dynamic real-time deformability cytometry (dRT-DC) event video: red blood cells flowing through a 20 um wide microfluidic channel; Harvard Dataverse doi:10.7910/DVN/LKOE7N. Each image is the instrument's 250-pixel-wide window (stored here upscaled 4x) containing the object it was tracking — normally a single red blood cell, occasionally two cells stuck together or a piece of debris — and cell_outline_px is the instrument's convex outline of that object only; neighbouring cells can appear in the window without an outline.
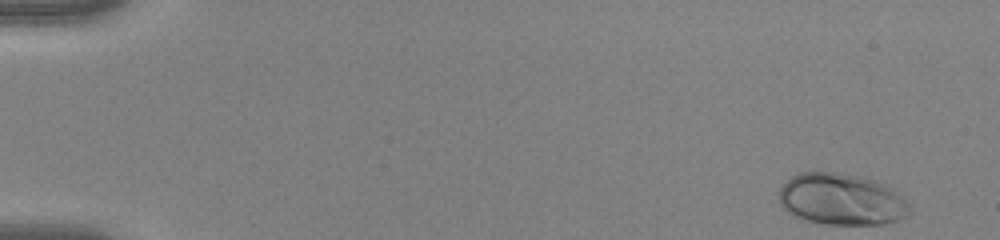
{"species": "human", "species_latin": "Homo sapiens", "temperature_condition": "warm", "stored_images_in_passage": 51, "camera_frame_rate_fps": 3000, "um_per_image_px": 0.085, "donor": {"sex": "female"}, "frame": {"image": 1, "passage_image": 1, "time_ms": 0.0, "image_size_px": [1000, 240], "cell_outline_px": [[912, 212], [908, 216], [896, 220], [880, 224], [824, 224], [792, 216], [780, 204], [780, 188], [792, 176], [800, 172], [836, 172], [864, 176], [876, 180], [884, 184], [900, 196], [912, 208]], "centroid_in_image_um": [71.53, 16.94], "position_along_channel_um": 13.5, "area_um2": 39.25}}
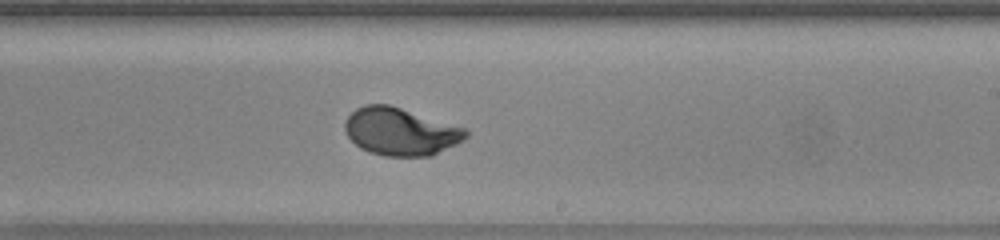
{"frame": {"image": 2, "passage_image": 31, "time_ms": 10.0, "image_size_px": [1000, 240], "cell_outline_px": [[468, 136], [464, 140], [432, 156], [384, 156], [368, 152], [360, 148], [348, 136], [344, 128], [344, 120], [356, 108], [364, 104], [388, 104], [468, 128]], "centroid_in_image_um": [34.06, 11.18], "position_along_channel_um": 254.9, "area_um2": 33.81}}
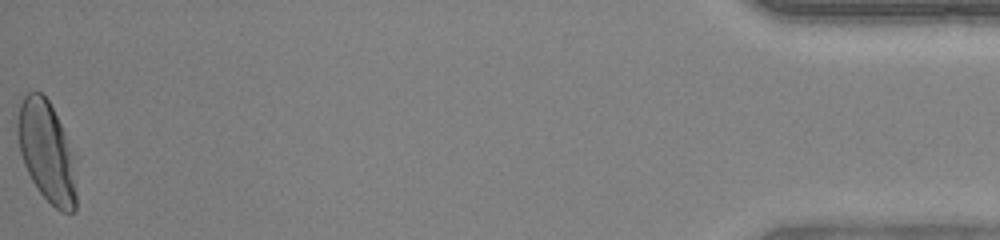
{"frame": {"image": 3, "passage_image": 51, "time_ms": 16.667, "image_size_px": [1000, 240], "cell_outline_px": [[76, 208], [72, 212], [60, 212], [36, 188], [24, 164], [20, 152], [16, 132], [16, 128], [20, 104], [24, 96], [28, 92], [40, 92], [48, 100], [64, 132], [76, 192]], "centroid_in_image_um": [3.89, 12.89], "position_along_channel_um": 431.3, "area_um2": 33.12}, "authors_computed_cell_mechanics": {"area_um2": 33.6396, "velocity_mm_per_s": 3.9573, "shape_relaxation_time_tau1_ms": 2.6927, "shape_relaxation_time_tau2_ms": null, "deformation_change_tau1": 0.1794, "deformation_change_tau2": null}}